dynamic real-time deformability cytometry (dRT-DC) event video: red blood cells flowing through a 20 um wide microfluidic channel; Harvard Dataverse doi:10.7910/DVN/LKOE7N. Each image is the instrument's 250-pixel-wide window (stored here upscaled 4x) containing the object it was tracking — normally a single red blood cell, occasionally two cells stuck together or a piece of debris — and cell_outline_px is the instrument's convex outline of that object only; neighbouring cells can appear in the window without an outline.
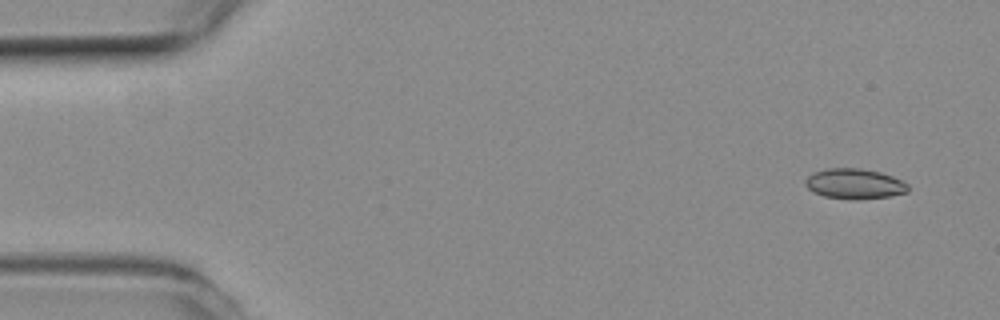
{"species": "common noctule bat (a hibernating species)", "species_latin": "Nyctalus noctula", "temperature_condition": "room temperature", "stored_images_in_passage": 12, "camera_frame_rate_fps": 3000, "um_per_image_px": 0.085, "animal": {"sex": "female", "body_mass_g": 19.3, "forearm_length_mm": 54.1}, "frame": {"image": 1, "passage_image": 3, "time_ms": 0.667, "image_size_px": [1000, 320], "cell_outline_px": [[908, 192], [892, 196], [860, 200], [852, 200], [824, 196], [812, 192], [804, 184], [804, 180], [808, 176], [816, 172], [828, 168], [860, 168], [880, 172], [892, 176], [908, 184]], "centroid_in_image_um": [72.63, 15.64], "position_along_channel_um": 12.4, "area_um2": 18.26}}